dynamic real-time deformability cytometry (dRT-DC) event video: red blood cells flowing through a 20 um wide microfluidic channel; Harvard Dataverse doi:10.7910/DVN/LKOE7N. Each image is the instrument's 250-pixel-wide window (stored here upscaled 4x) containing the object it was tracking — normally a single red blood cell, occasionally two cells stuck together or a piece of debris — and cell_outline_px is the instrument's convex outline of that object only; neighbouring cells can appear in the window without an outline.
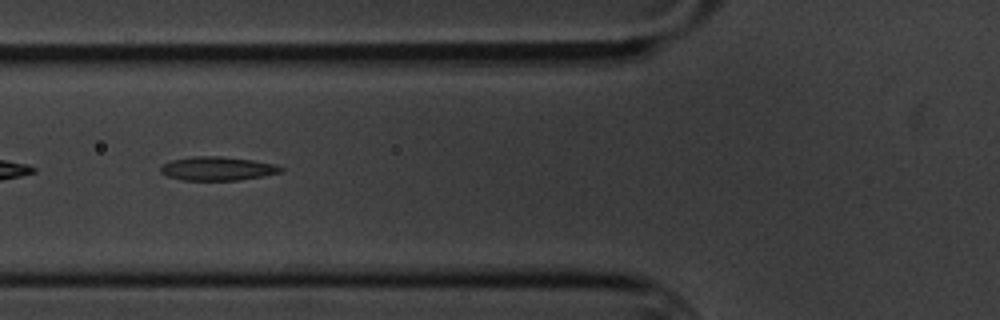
{"species": "common noctule bat (a hibernating species)", "species_latin": "Nyctalus noctula", "temperature_condition": "cold", "stored_images_in_passage": 3, "camera_frame_rate_fps": 3000, "um_per_image_px": 0.085, "animal": {"sex": "male", "body_mass_g": 20.1, "forearm_length_mm": 53.5}, "frame": {"image": 1, "passage_image": 3, "time_ms": 2.333, "image_size_px": [1000, 320], "cell_outline_px": [[284, 168], [280, 172], [260, 176], [236, 180], [184, 180], [168, 176], [160, 172], [160, 164], [172, 160], [192, 156], [220, 156], [252, 160], [276, 164]], "centroid_in_image_um": [18.44, 14.32], "position_along_channel_um": 107.4, "area_um2": 16.53}}